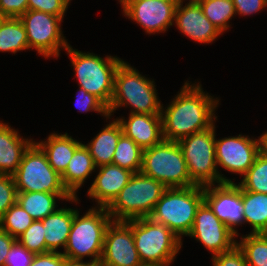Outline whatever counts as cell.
Masks as SVG:
<instances>
[{
	"label": "cell",
	"mask_w": 267,
	"mask_h": 266,
	"mask_svg": "<svg viewBox=\"0 0 267 266\" xmlns=\"http://www.w3.org/2000/svg\"><path fill=\"white\" fill-rule=\"evenodd\" d=\"M63 18L40 11L27 10L20 19L26 29L29 49L36 50L44 58L57 59L60 51L70 45L63 35L61 27V23L64 22Z\"/></svg>",
	"instance_id": "obj_11"
},
{
	"label": "cell",
	"mask_w": 267,
	"mask_h": 266,
	"mask_svg": "<svg viewBox=\"0 0 267 266\" xmlns=\"http://www.w3.org/2000/svg\"><path fill=\"white\" fill-rule=\"evenodd\" d=\"M213 266H247L244 252L236 244L231 250L212 256Z\"/></svg>",
	"instance_id": "obj_38"
},
{
	"label": "cell",
	"mask_w": 267,
	"mask_h": 266,
	"mask_svg": "<svg viewBox=\"0 0 267 266\" xmlns=\"http://www.w3.org/2000/svg\"><path fill=\"white\" fill-rule=\"evenodd\" d=\"M155 87L153 79L143 76L134 66L123 61L115 73L109 116L128 106L132 108L130 113L161 114L162 104Z\"/></svg>",
	"instance_id": "obj_2"
},
{
	"label": "cell",
	"mask_w": 267,
	"mask_h": 266,
	"mask_svg": "<svg viewBox=\"0 0 267 266\" xmlns=\"http://www.w3.org/2000/svg\"><path fill=\"white\" fill-rule=\"evenodd\" d=\"M204 201L218 219L238 237L236 227L244 224L242 187L234 182L205 186Z\"/></svg>",
	"instance_id": "obj_14"
},
{
	"label": "cell",
	"mask_w": 267,
	"mask_h": 266,
	"mask_svg": "<svg viewBox=\"0 0 267 266\" xmlns=\"http://www.w3.org/2000/svg\"><path fill=\"white\" fill-rule=\"evenodd\" d=\"M35 254L26 249L17 240L11 246L4 266H30Z\"/></svg>",
	"instance_id": "obj_37"
},
{
	"label": "cell",
	"mask_w": 267,
	"mask_h": 266,
	"mask_svg": "<svg viewBox=\"0 0 267 266\" xmlns=\"http://www.w3.org/2000/svg\"><path fill=\"white\" fill-rule=\"evenodd\" d=\"M265 236H267V229L265 230V232L263 233Z\"/></svg>",
	"instance_id": "obj_49"
},
{
	"label": "cell",
	"mask_w": 267,
	"mask_h": 266,
	"mask_svg": "<svg viewBox=\"0 0 267 266\" xmlns=\"http://www.w3.org/2000/svg\"><path fill=\"white\" fill-rule=\"evenodd\" d=\"M65 51L70 57L79 87L95 95L109 107L113 96L115 73L124 60L111 55L102 58L95 53L73 49L71 45Z\"/></svg>",
	"instance_id": "obj_4"
},
{
	"label": "cell",
	"mask_w": 267,
	"mask_h": 266,
	"mask_svg": "<svg viewBox=\"0 0 267 266\" xmlns=\"http://www.w3.org/2000/svg\"><path fill=\"white\" fill-rule=\"evenodd\" d=\"M30 50L25 26L20 18L5 17L0 23V52Z\"/></svg>",
	"instance_id": "obj_27"
},
{
	"label": "cell",
	"mask_w": 267,
	"mask_h": 266,
	"mask_svg": "<svg viewBox=\"0 0 267 266\" xmlns=\"http://www.w3.org/2000/svg\"><path fill=\"white\" fill-rule=\"evenodd\" d=\"M33 142L31 138H23L8 123L0 121V173L12 176Z\"/></svg>",
	"instance_id": "obj_20"
},
{
	"label": "cell",
	"mask_w": 267,
	"mask_h": 266,
	"mask_svg": "<svg viewBox=\"0 0 267 266\" xmlns=\"http://www.w3.org/2000/svg\"><path fill=\"white\" fill-rule=\"evenodd\" d=\"M125 17L140 25L146 34L165 33L174 25V0H118Z\"/></svg>",
	"instance_id": "obj_12"
},
{
	"label": "cell",
	"mask_w": 267,
	"mask_h": 266,
	"mask_svg": "<svg viewBox=\"0 0 267 266\" xmlns=\"http://www.w3.org/2000/svg\"><path fill=\"white\" fill-rule=\"evenodd\" d=\"M174 1L176 2L177 6H178V5H183V3L185 1H187V0H174ZM201 1L202 0H188V2L185 3V4H188V5H190V4H200Z\"/></svg>",
	"instance_id": "obj_45"
},
{
	"label": "cell",
	"mask_w": 267,
	"mask_h": 266,
	"mask_svg": "<svg viewBox=\"0 0 267 266\" xmlns=\"http://www.w3.org/2000/svg\"><path fill=\"white\" fill-rule=\"evenodd\" d=\"M215 123L208 129L193 133L178 143L187 163L191 181L198 186L233 182L218 172L215 140Z\"/></svg>",
	"instance_id": "obj_6"
},
{
	"label": "cell",
	"mask_w": 267,
	"mask_h": 266,
	"mask_svg": "<svg viewBox=\"0 0 267 266\" xmlns=\"http://www.w3.org/2000/svg\"><path fill=\"white\" fill-rule=\"evenodd\" d=\"M74 215L75 208L65 206L58 208L54 213L41 220L44 227L46 253L57 252L61 247L64 251Z\"/></svg>",
	"instance_id": "obj_21"
},
{
	"label": "cell",
	"mask_w": 267,
	"mask_h": 266,
	"mask_svg": "<svg viewBox=\"0 0 267 266\" xmlns=\"http://www.w3.org/2000/svg\"><path fill=\"white\" fill-rule=\"evenodd\" d=\"M12 176L17 192L69 193L61 175L50 166L45 152L35 140Z\"/></svg>",
	"instance_id": "obj_10"
},
{
	"label": "cell",
	"mask_w": 267,
	"mask_h": 266,
	"mask_svg": "<svg viewBox=\"0 0 267 266\" xmlns=\"http://www.w3.org/2000/svg\"><path fill=\"white\" fill-rule=\"evenodd\" d=\"M100 262L104 266H137L142 263L134 244L132 219L111 221L108 225Z\"/></svg>",
	"instance_id": "obj_16"
},
{
	"label": "cell",
	"mask_w": 267,
	"mask_h": 266,
	"mask_svg": "<svg viewBox=\"0 0 267 266\" xmlns=\"http://www.w3.org/2000/svg\"><path fill=\"white\" fill-rule=\"evenodd\" d=\"M260 152L267 155V132L259 136Z\"/></svg>",
	"instance_id": "obj_44"
},
{
	"label": "cell",
	"mask_w": 267,
	"mask_h": 266,
	"mask_svg": "<svg viewBox=\"0 0 267 266\" xmlns=\"http://www.w3.org/2000/svg\"><path fill=\"white\" fill-rule=\"evenodd\" d=\"M112 218L105 207H91L83 215L75 209V215L63 255L67 259L100 262L104 236Z\"/></svg>",
	"instance_id": "obj_3"
},
{
	"label": "cell",
	"mask_w": 267,
	"mask_h": 266,
	"mask_svg": "<svg viewBox=\"0 0 267 266\" xmlns=\"http://www.w3.org/2000/svg\"><path fill=\"white\" fill-rule=\"evenodd\" d=\"M16 239L0 228V266H4L5 258Z\"/></svg>",
	"instance_id": "obj_42"
},
{
	"label": "cell",
	"mask_w": 267,
	"mask_h": 266,
	"mask_svg": "<svg viewBox=\"0 0 267 266\" xmlns=\"http://www.w3.org/2000/svg\"><path fill=\"white\" fill-rule=\"evenodd\" d=\"M44 227L41 220L34 222L16 240L34 254L46 253Z\"/></svg>",
	"instance_id": "obj_33"
},
{
	"label": "cell",
	"mask_w": 267,
	"mask_h": 266,
	"mask_svg": "<svg viewBox=\"0 0 267 266\" xmlns=\"http://www.w3.org/2000/svg\"><path fill=\"white\" fill-rule=\"evenodd\" d=\"M174 25L180 33L200 44H212L218 36L223 35L204 15L200 4L178 5Z\"/></svg>",
	"instance_id": "obj_18"
},
{
	"label": "cell",
	"mask_w": 267,
	"mask_h": 266,
	"mask_svg": "<svg viewBox=\"0 0 267 266\" xmlns=\"http://www.w3.org/2000/svg\"><path fill=\"white\" fill-rule=\"evenodd\" d=\"M77 91L75 106L79 112H97L100 115L110 119L108 107L95 95L88 93L84 88L79 87Z\"/></svg>",
	"instance_id": "obj_34"
},
{
	"label": "cell",
	"mask_w": 267,
	"mask_h": 266,
	"mask_svg": "<svg viewBox=\"0 0 267 266\" xmlns=\"http://www.w3.org/2000/svg\"><path fill=\"white\" fill-rule=\"evenodd\" d=\"M96 170L98 174L87 195L91 200H95V207L107 208L130 181L134 172L115 164L101 165L96 167Z\"/></svg>",
	"instance_id": "obj_17"
},
{
	"label": "cell",
	"mask_w": 267,
	"mask_h": 266,
	"mask_svg": "<svg viewBox=\"0 0 267 266\" xmlns=\"http://www.w3.org/2000/svg\"><path fill=\"white\" fill-rule=\"evenodd\" d=\"M203 201V186L167 188L149 218L165 225L182 240L190 233L197 208Z\"/></svg>",
	"instance_id": "obj_5"
},
{
	"label": "cell",
	"mask_w": 267,
	"mask_h": 266,
	"mask_svg": "<svg viewBox=\"0 0 267 266\" xmlns=\"http://www.w3.org/2000/svg\"><path fill=\"white\" fill-rule=\"evenodd\" d=\"M244 224L252 227L250 233L260 234L267 229V194L256 193L242 188Z\"/></svg>",
	"instance_id": "obj_26"
},
{
	"label": "cell",
	"mask_w": 267,
	"mask_h": 266,
	"mask_svg": "<svg viewBox=\"0 0 267 266\" xmlns=\"http://www.w3.org/2000/svg\"><path fill=\"white\" fill-rule=\"evenodd\" d=\"M189 82H184L167 107L162 104L164 140L179 142L193 133L210 128L217 120L215 110L219 99L206 93L200 82Z\"/></svg>",
	"instance_id": "obj_1"
},
{
	"label": "cell",
	"mask_w": 267,
	"mask_h": 266,
	"mask_svg": "<svg viewBox=\"0 0 267 266\" xmlns=\"http://www.w3.org/2000/svg\"><path fill=\"white\" fill-rule=\"evenodd\" d=\"M69 5V0H28V10L40 11L59 17H64Z\"/></svg>",
	"instance_id": "obj_36"
},
{
	"label": "cell",
	"mask_w": 267,
	"mask_h": 266,
	"mask_svg": "<svg viewBox=\"0 0 267 266\" xmlns=\"http://www.w3.org/2000/svg\"><path fill=\"white\" fill-rule=\"evenodd\" d=\"M123 134L121 125L114 119L87 144L84 143L96 167L112 164L114 152L120 136Z\"/></svg>",
	"instance_id": "obj_25"
},
{
	"label": "cell",
	"mask_w": 267,
	"mask_h": 266,
	"mask_svg": "<svg viewBox=\"0 0 267 266\" xmlns=\"http://www.w3.org/2000/svg\"><path fill=\"white\" fill-rule=\"evenodd\" d=\"M33 222L34 219L15 202L0 217V228L17 239Z\"/></svg>",
	"instance_id": "obj_32"
},
{
	"label": "cell",
	"mask_w": 267,
	"mask_h": 266,
	"mask_svg": "<svg viewBox=\"0 0 267 266\" xmlns=\"http://www.w3.org/2000/svg\"><path fill=\"white\" fill-rule=\"evenodd\" d=\"M200 6L204 15L222 34L231 27L230 20L236 15L233 0H202Z\"/></svg>",
	"instance_id": "obj_29"
},
{
	"label": "cell",
	"mask_w": 267,
	"mask_h": 266,
	"mask_svg": "<svg viewBox=\"0 0 267 266\" xmlns=\"http://www.w3.org/2000/svg\"><path fill=\"white\" fill-rule=\"evenodd\" d=\"M137 266H159V265H157V264H151V263H140Z\"/></svg>",
	"instance_id": "obj_46"
},
{
	"label": "cell",
	"mask_w": 267,
	"mask_h": 266,
	"mask_svg": "<svg viewBox=\"0 0 267 266\" xmlns=\"http://www.w3.org/2000/svg\"><path fill=\"white\" fill-rule=\"evenodd\" d=\"M87 261L85 262V261L71 260L66 258L62 266H92L94 264L89 260Z\"/></svg>",
	"instance_id": "obj_43"
},
{
	"label": "cell",
	"mask_w": 267,
	"mask_h": 266,
	"mask_svg": "<svg viewBox=\"0 0 267 266\" xmlns=\"http://www.w3.org/2000/svg\"><path fill=\"white\" fill-rule=\"evenodd\" d=\"M167 189L161 182L134 173L119 195L107 207L112 221H127L151 215L158 200Z\"/></svg>",
	"instance_id": "obj_7"
},
{
	"label": "cell",
	"mask_w": 267,
	"mask_h": 266,
	"mask_svg": "<svg viewBox=\"0 0 267 266\" xmlns=\"http://www.w3.org/2000/svg\"><path fill=\"white\" fill-rule=\"evenodd\" d=\"M236 15L250 16L267 7V0H233Z\"/></svg>",
	"instance_id": "obj_40"
},
{
	"label": "cell",
	"mask_w": 267,
	"mask_h": 266,
	"mask_svg": "<svg viewBox=\"0 0 267 266\" xmlns=\"http://www.w3.org/2000/svg\"><path fill=\"white\" fill-rule=\"evenodd\" d=\"M45 152L50 166L60 175L66 170L75 150L82 142L68 133H51L42 141L36 142Z\"/></svg>",
	"instance_id": "obj_23"
},
{
	"label": "cell",
	"mask_w": 267,
	"mask_h": 266,
	"mask_svg": "<svg viewBox=\"0 0 267 266\" xmlns=\"http://www.w3.org/2000/svg\"><path fill=\"white\" fill-rule=\"evenodd\" d=\"M187 236L201 242L212 256L229 251L237 244V236L218 219L205 201L197 208L193 227Z\"/></svg>",
	"instance_id": "obj_13"
},
{
	"label": "cell",
	"mask_w": 267,
	"mask_h": 266,
	"mask_svg": "<svg viewBox=\"0 0 267 266\" xmlns=\"http://www.w3.org/2000/svg\"><path fill=\"white\" fill-rule=\"evenodd\" d=\"M237 245L244 252L247 266H267V236L263 233L242 235Z\"/></svg>",
	"instance_id": "obj_30"
},
{
	"label": "cell",
	"mask_w": 267,
	"mask_h": 266,
	"mask_svg": "<svg viewBox=\"0 0 267 266\" xmlns=\"http://www.w3.org/2000/svg\"><path fill=\"white\" fill-rule=\"evenodd\" d=\"M260 153L259 137L251 138L246 135L228 136L215 140L217 169L219 166L232 174L242 177L253 165Z\"/></svg>",
	"instance_id": "obj_15"
},
{
	"label": "cell",
	"mask_w": 267,
	"mask_h": 266,
	"mask_svg": "<svg viewBox=\"0 0 267 266\" xmlns=\"http://www.w3.org/2000/svg\"><path fill=\"white\" fill-rule=\"evenodd\" d=\"M116 120L123 134L132 139L142 150L151 148L164 140L161 114L129 113L127 119Z\"/></svg>",
	"instance_id": "obj_19"
},
{
	"label": "cell",
	"mask_w": 267,
	"mask_h": 266,
	"mask_svg": "<svg viewBox=\"0 0 267 266\" xmlns=\"http://www.w3.org/2000/svg\"><path fill=\"white\" fill-rule=\"evenodd\" d=\"M4 18H5V17L0 16V23H1V21H2Z\"/></svg>",
	"instance_id": "obj_48"
},
{
	"label": "cell",
	"mask_w": 267,
	"mask_h": 266,
	"mask_svg": "<svg viewBox=\"0 0 267 266\" xmlns=\"http://www.w3.org/2000/svg\"><path fill=\"white\" fill-rule=\"evenodd\" d=\"M65 259L60 251L35 254L30 266H62Z\"/></svg>",
	"instance_id": "obj_41"
},
{
	"label": "cell",
	"mask_w": 267,
	"mask_h": 266,
	"mask_svg": "<svg viewBox=\"0 0 267 266\" xmlns=\"http://www.w3.org/2000/svg\"><path fill=\"white\" fill-rule=\"evenodd\" d=\"M238 183L244 190L267 194V155L259 153Z\"/></svg>",
	"instance_id": "obj_31"
},
{
	"label": "cell",
	"mask_w": 267,
	"mask_h": 266,
	"mask_svg": "<svg viewBox=\"0 0 267 266\" xmlns=\"http://www.w3.org/2000/svg\"><path fill=\"white\" fill-rule=\"evenodd\" d=\"M28 10V0H0V16L20 18Z\"/></svg>",
	"instance_id": "obj_39"
},
{
	"label": "cell",
	"mask_w": 267,
	"mask_h": 266,
	"mask_svg": "<svg viewBox=\"0 0 267 266\" xmlns=\"http://www.w3.org/2000/svg\"><path fill=\"white\" fill-rule=\"evenodd\" d=\"M132 232L142 263L169 266L183 245L170 229L149 217L132 219Z\"/></svg>",
	"instance_id": "obj_8"
},
{
	"label": "cell",
	"mask_w": 267,
	"mask_h": 266,
	"mask_svg": "<svg viewBox=\"0 0 267 266\" xmlns=\"http://www.w3.org/2000/svg\"><path fill=\"white\" fill-rule=\"evenodd\" d=\"M92 266H104L101 262L94 263Z\"/></svg>",
	"instance_id": "obj_47"
},
{
	"label": "cell",
	"mask_w": 267,
	"mask_h": 266,
	"mask_svg": "<svg viewBox=\"0 0 267 266\" xmlns=\"http://www.w3.org/2000/svg\"><path fill=\"white\" fill-rule=\"evenodd\" d=\"M96 166L88 149L82 143L74 152L66 170L61 174L64 187L73 196L77 197L79 188L93 172Z\"/></svg>",
	"instance_id": "obj_24"
},
{
	"label": "cell",
	"mask_w": 267,
	"mask_h": 266,
	"mask_svg": "<svg viewBox=\"0 0 267 266\" xmlns=\"http://www.w3.org/2000/svg\"><path fill=\"white\" fill-rule=\"evenodd\" d=\"M17 201L13 176L0 173V217Z\"/></svg>",
	"instance_id": "obj_35"
},
{
	"label": "cell",
	"mask_w": 267,
	"mask_h": 266,
	"mask_svg": "<svg viewBox=\"0 0 267 266\" xmlns=\"http://www.w3.org/2000/svg\"><path fill=\"white\" fill-rule=\"evenodd\" d=\"M142 158L143 150L132 139L122 134L118 140L112 164L140 173Z\"/></svg>",
	"instance_id": "obj_28"
},
{
	"label": "cell",
	"mask_w": 267,
	"mask_h": 266,
	"mask_svg": "<svg viewBox=\"0 0 267 266\" xmlns=\"http://www.w3.org/2000/svg\"><path fill=\"white\" fill-rule=\"evenodd\" d=\"M141 173L154 178L167 188L195 186L178 142L163 140L143 150Z\"/></svg>",
	"instance_id": "obj_9"
},
{
	"label": "cell",
	"mask_w": 267,
	"mask_h": 266,
	"mask_svg": "<svg viewBox=\"0 0 267 266\" xmlns=\"http://www.w3.org/2000/svg\"><path fill=\"white\" fill-rule=\"evenodd\" d=\"M80 201L78 196L73 197L70 193H47V192H17V203L34 219L42 220L49 214L54 213L59 207L57 201Z\"/></svg>",
	"instance_id": "obj_22"
}]
</instances>
